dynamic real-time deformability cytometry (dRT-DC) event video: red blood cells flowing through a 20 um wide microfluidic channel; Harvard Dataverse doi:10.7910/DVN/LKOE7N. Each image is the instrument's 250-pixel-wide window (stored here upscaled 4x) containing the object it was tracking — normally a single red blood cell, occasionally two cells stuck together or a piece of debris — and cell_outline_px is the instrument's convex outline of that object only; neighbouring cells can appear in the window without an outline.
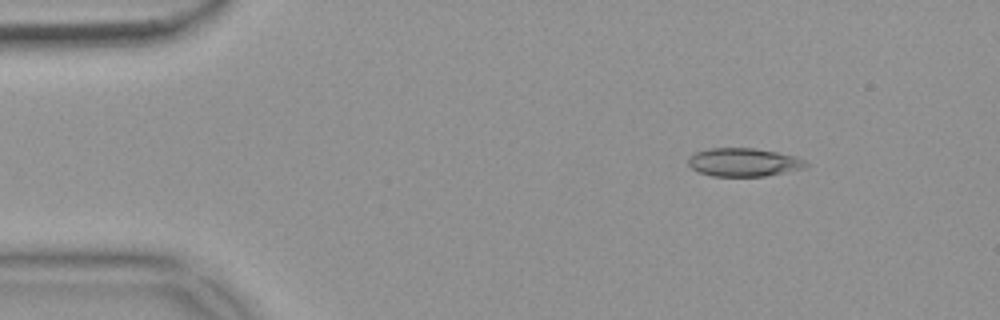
{"species": "common noctule bat (a hibernating species)", "species_latin": "Nyctalus noctula", "temperature_condition": "warm", "stored_images_in_passage": 49, "camera_frame_rate_fps": 3000, "um_per_image_px": 0.085, "animal": {"sex": "female", "body_mass_g": 18.4}, "frame": {"image": 1, "passage_image": 2, "time_ms": 0.333, "image_size_px": [1000, 320], "cell_outline_px": [[808, 164], [804, 168], [764, 176], [712, 176], [700, 172], [692, 168], [688, 164], [688, 160], [696, 152], [712, 148], [756, 148], [796, 156], [804, 160]], "centroid_in_image_um": [63.22, 13.79], "position_along_channel_um": 21.8, "area_um2": 19.19}}
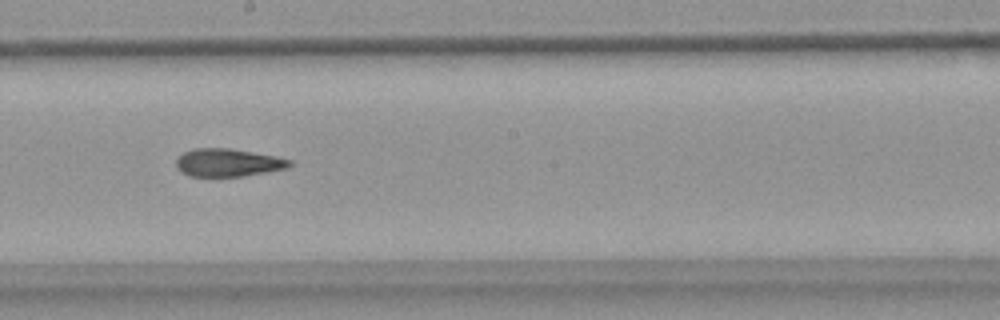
{"frame": {"image": 2, "passage_image": 25, "time_ms": 8.0, "image_size_px": [1000, 320], "cell_outline_px": [[292, 164], [288, 168], [244, 176], [188, 176], [180, 172], [176, 168], [176, 160], [184, 152], [196, 148], [228, 148], [276, 156], [292, 160]], "centroid_in_image_um": [19.37, 13.83], "position_along_channel_um": 228.8, "area_um2": 18.44}}
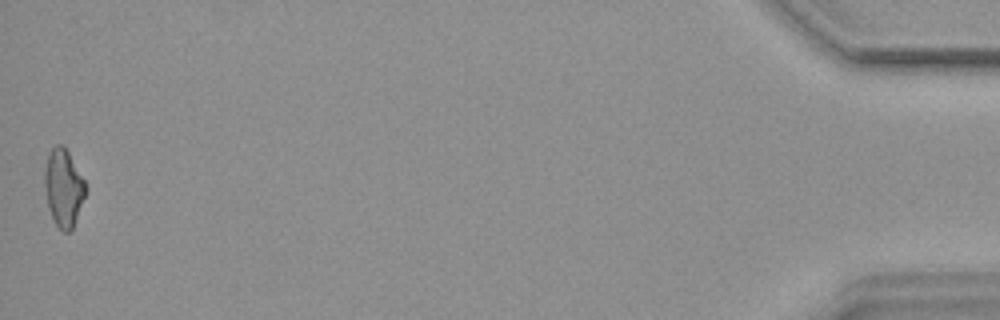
{"frame": {"image": 3, "passage_image": 49, "time_ms": 16.0, "image_size_px": [1000, 320], "cell_outline_px": [[88, 192], [72, 228], [68, 232], [64, 232], [56, 224], [48, 208], [44, 184], [44, 172], [48, 156], [52, 148], [56, 144], [60, 144], [68, 152], [84, 180], [88, 188]], "centroid_in_image_um": [5.42, 15.98], "position_along_channel_um": 429.8, "area_um2": 18.38}, "authors_computed_cell_mechanics": {"area_um2": 19.0162, "velocity_mm_per_s": 3.7153, "shape_relaxation_time_tau1_ms": 11.2687, "shape_relaxation_time_tau2_ms": 3.6113, "deformation_change_tau1": 0.2499, "deformation_change_tau2": 0.1233}}